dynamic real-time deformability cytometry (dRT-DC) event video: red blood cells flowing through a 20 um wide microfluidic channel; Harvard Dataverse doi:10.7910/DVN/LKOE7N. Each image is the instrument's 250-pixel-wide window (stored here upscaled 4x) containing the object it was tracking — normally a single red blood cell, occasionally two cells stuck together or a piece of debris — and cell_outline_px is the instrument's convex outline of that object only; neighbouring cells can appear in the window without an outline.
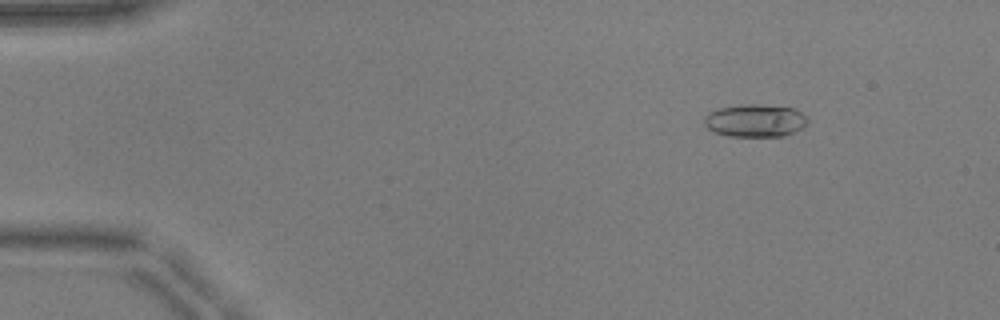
{"species": "common noctule bat (a hibernating species)", "species_latin": "Nyctalus noctula", "temperature_condition": "warm", "stored_images_in_passage": 46, "camera_frame_rate_fps": 3000, "um_per_image_px": 0.085, "animal": {"sex": "male", "body_mass_g": 17.9, "forearm_length_mm": 54.2}, "frame": {"image": 1, "passage_image": 1, "time_ms": 0.0, "image_size_px": [1000, 320], "cell_outline_px": [[808, 124], [784, 136], [728, 136], [716, 132], [708, 128], [704, 124], [704, 116], [708, 112], [720, 108], [740, 104], [760, 104], [796, 108], [808, 116]], "centroid_in_image_um": [64.21, 10.23], "position_along_channel_um": 20.8, "area_um2": 19.88}}
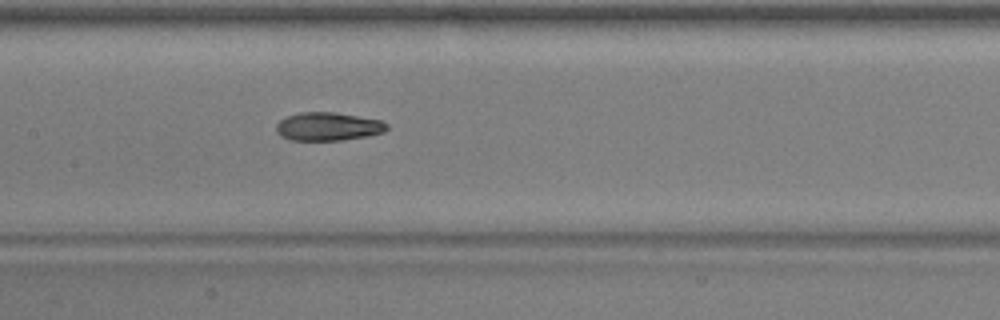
{"frame": {"image": 2, "passage_image": 20, "time_ms": 6.333, "image_size_px": [1000, 320], "cell_outline_px": [[388, 128], [384, 132], [368, 136], [340, 140], [292, 140], [280, 136], [276, 132], [276, 124], [284, 116], [300, 112], [336, 112], [380, 120], [388, 124]], "centroid_in_image_um": [27.86, 10.75], "position_along_channel_um": 179.5, "area_um2": 18.38}}
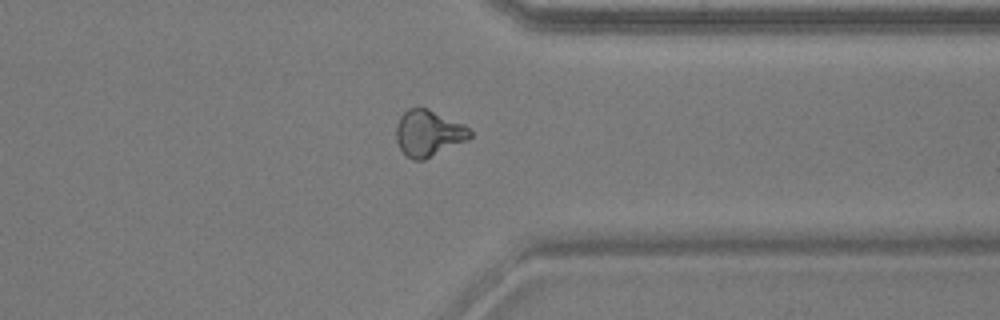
{"frame": {"image": 3, "passage_image": 35, "time_ms": 11.333, "image_size_px": [1000, 320], "cell_outline_px": [[472, 136], [468, 140], [424, 160], [412, 160], [400, 148], [396, 140], [396, 124], [400, 116], [408, 108], [428, 108], [464, 124], [472, 132]], "centroid_in_image_um": [36.42, 11.32], "position_along_channel_um": 375.0, "area_um2": 19.94}, "authors_computed_cell_mechanics": {"area_um2": 19.2185, "velocity_mm_per_s": 3.9586, "shape_relaxation_time_tau1_ms": 8.2753, "shape_relaxation_time_tau2_ms": 2.3318, "deformation_change_tau1": 0.2105, "deformation_change_tau2": 0.0854}}